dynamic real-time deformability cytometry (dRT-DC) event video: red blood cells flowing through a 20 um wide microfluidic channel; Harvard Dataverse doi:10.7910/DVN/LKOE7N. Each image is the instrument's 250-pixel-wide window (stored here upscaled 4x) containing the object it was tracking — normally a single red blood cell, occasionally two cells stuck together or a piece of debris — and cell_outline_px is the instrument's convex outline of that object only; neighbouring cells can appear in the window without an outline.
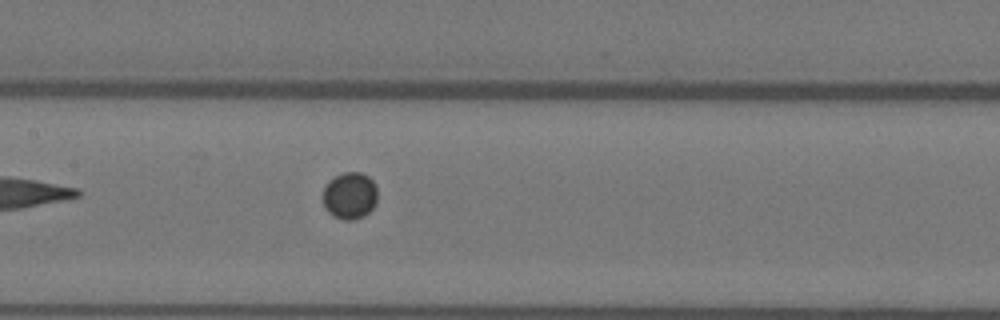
{"species": "Egyptian fruit bat (a non-hibernating species)", "species_latin": "Rousettus aegyptiacus", "temperature_condition": "warm", "stored_images_in_passage": 8, "camera_frame_rate_fps": 3000, "um_per_image_px": 0.085, "animal": {"sex": "female"}, "frame": {"image": 1, "passage_image": 8, "time_ms": 2.333, "image_size_px": [1000, 320], "cell_outline_px": [[376, 200], [372, 208], [364, 216], [352, 220], [344, 220], [332, 216], [324, 208], [324, 188], [328, 180], [344, 172], [360, 172], [368, 176], [376, 184]], "centroid_in_image_um": [29.72, 16.63], "position_along_channel_um": 177.7, "area_um2": 14.91}}